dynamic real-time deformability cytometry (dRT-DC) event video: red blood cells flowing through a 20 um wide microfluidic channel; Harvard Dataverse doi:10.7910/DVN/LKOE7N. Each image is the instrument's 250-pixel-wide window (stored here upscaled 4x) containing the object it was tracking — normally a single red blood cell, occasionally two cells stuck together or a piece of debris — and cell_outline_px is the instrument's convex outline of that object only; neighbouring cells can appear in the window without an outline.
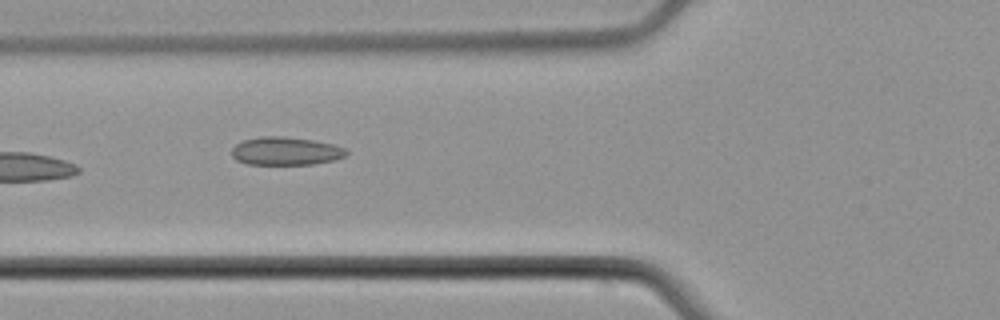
{"species": "common noctule bat (a hibernating species)", "species_latin": "Nyctalus noctula", "temperature_condition": "cold", "stored_images_in_passage": 7, "camera_frame_rate_fps": 3000, "um_per_image_px": 0.085, "animal": {"sex": "male", "body_mass_g": 21.5, "forearm_length_mm": 52.0}, "frame": {"image": 1, "passage_image": 7, "time_ms": 7.333, "image_size_px": [1000, 320], "cell_outline_px": [[348, 156], [336, 160], [312, 164], [248, 164], [236, 160], [232, 156], [232, 148], [236, 144], [244, 140], [260, 136], [284, 136], [312, 140], [332, 144], [344, 148], [348, 152]], "centroid_in_image_um": [24.3, 12.84], "position_along_channel_um": 101.5, "area_um2": 18.84}}